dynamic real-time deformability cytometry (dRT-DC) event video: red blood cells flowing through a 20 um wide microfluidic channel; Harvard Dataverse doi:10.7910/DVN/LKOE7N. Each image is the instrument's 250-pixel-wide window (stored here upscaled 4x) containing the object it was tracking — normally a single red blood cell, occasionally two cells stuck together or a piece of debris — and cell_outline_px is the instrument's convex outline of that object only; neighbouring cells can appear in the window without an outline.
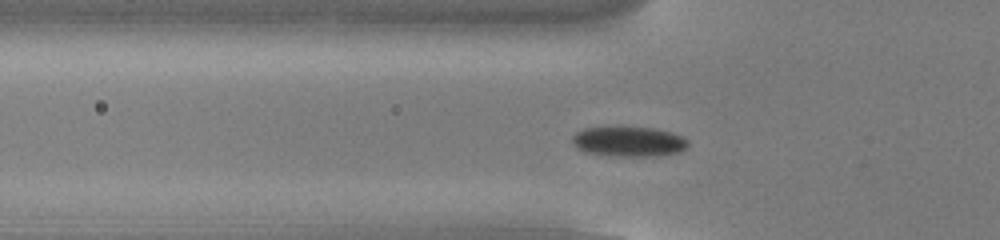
{"species": "common noctule bat (a hibernating species)", "species_latin": "Nyctalus noctula", "temperature_condition": "cold", "stored_images_in_passage": 50, "camera_frame_rate_fps": 3000, "um_per_image_px": 0.085, "animal": {"sex": "male", "body_mass_g": 13.0, "forearm_length_mm": 53.1}, "frame": {"image": 1, "passage_image": 14, "time_ms": 4.333, "image_size_px": [1000, 240], "cell_outline_px": [[688, 144], [680, 152], [656, 156], [620, 156], [584, 152], [572, 140], [572, 136], [576, 132], [584, 128], [620, 124], [652, 128], [672, 132], [688, 140]], "centroid_in_image_um": [53.43, 11.98], "position_along_channel_um": 72.4, "area_um2": 20.75}}
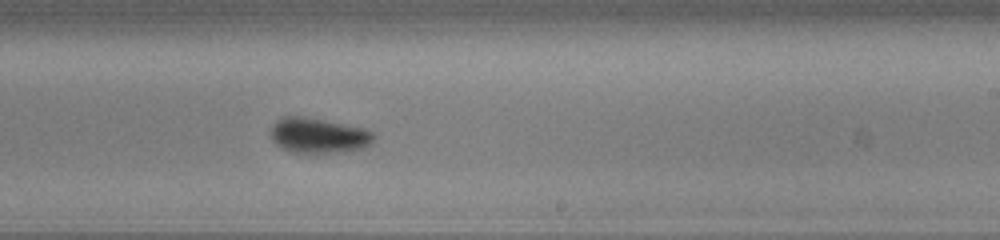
{"frame": {"image": 2, "passage_image": 29, "time_ms": 9.333, "image_size_px": [1000, 240], "cell_outline_px": [[376, 136], [372, 144], [364, 148], [308, 156], [292, 152], [276, 144], [272, 140], [272, 128], [276, 120], [284, 116], [304, 116], [364, 128], [372, 132]], "centroid_in_image_um": [27.08, 11.55], "position_along_channel_um": 261.9, "area_um2": 21.56}}
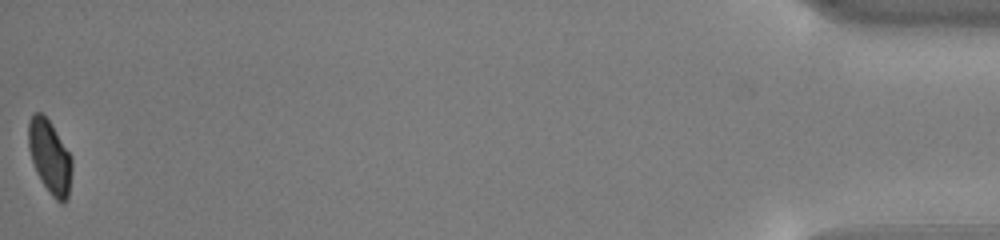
{"frame": {"image": 3, "passage_image": 50, "time_ms": 16.333, "image_size_px": [1000, 240], "cell_outline_px": [[72, 168], [68, 196], [64, 204], [60, 204], [52, 196], [36, 172], [28, 148], [28, 124], [32, 116], [36, 112], [40, 112], [48, 120], [72, 156]], "centroid_in_image_um": [4.24, 13.36], "position_along_channel_um": 431.0, "area_um2": 18.38}, "authors_computed_cell_mechanics": {"area_um2": 20.0855, "velocity_mm_per_s": 3.7994, "shape_relaxation_time_tau1_ms": 2.0737, "shape_relaxation_time_tau2_ms": null, "deformation_change_tau1": 0.0908, "deformation_change_tau2": null}}